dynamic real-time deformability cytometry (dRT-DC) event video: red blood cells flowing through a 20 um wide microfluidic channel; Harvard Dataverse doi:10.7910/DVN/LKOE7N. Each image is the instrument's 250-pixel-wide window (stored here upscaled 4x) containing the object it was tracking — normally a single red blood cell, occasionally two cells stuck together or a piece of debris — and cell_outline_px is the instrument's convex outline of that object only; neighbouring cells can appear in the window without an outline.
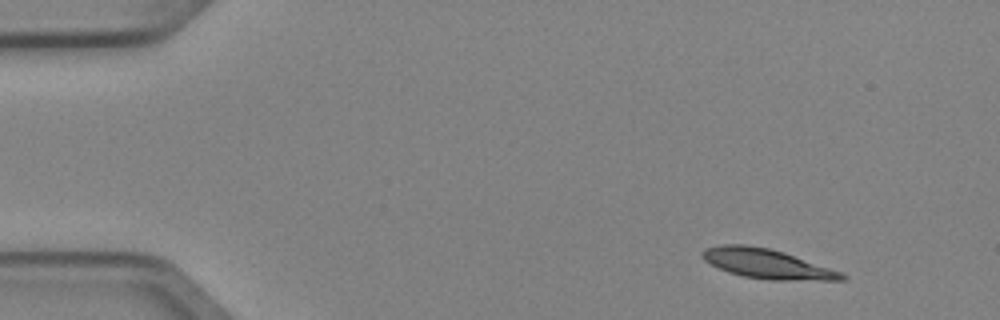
{"species": "Egyptian fruit bat (a non-hibernating species)", "species_latin": "Rousettus aegyptiacus", "temperature_condition": "cold", "stored_images_in_passage": 4, "camera_frame_rate_fps": 3000, "um_per_image_px": 0.085, "animal": {"sex": "female"}, "frame": {"image": 1, "passage_image": 1, "time_ms": 0.0, "image_size_px": [1000, 320], "cell_outline_px": [[848, 280], [768, 280], [744, 276], [728, 272], [704, 260], [700, 256], [700, 252], [704, 248], [724, 244], [744, 244], [768, 248], [784, 252], [844, 272], [848, 276]], "centroid_in_image_um": [65.23, 22.42], "position_along_channel_um": 19.8, "area_um2": 24.22}}
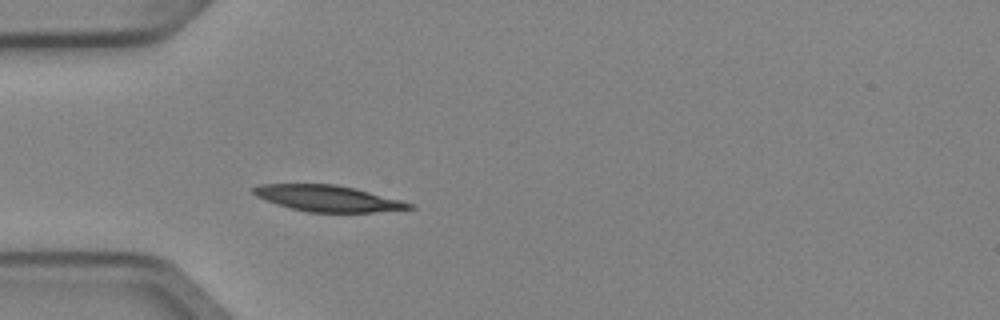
{"frame": {"image": 2, "passage_image": 4, "time_ms": 1.0, "image_size_px": [1000, 320], "cell_outline_px": [[416, 208], [372, 212], [308, 212], [276, 204], [256, 196], [252, 192], [252, 188], [260, 184], [336, 184], [356, 188], [416, 204]], "centroid_in_image_um": [27.9, 16.86], "position_along_channel_um": 57.1, "area_um2": 23.76}}